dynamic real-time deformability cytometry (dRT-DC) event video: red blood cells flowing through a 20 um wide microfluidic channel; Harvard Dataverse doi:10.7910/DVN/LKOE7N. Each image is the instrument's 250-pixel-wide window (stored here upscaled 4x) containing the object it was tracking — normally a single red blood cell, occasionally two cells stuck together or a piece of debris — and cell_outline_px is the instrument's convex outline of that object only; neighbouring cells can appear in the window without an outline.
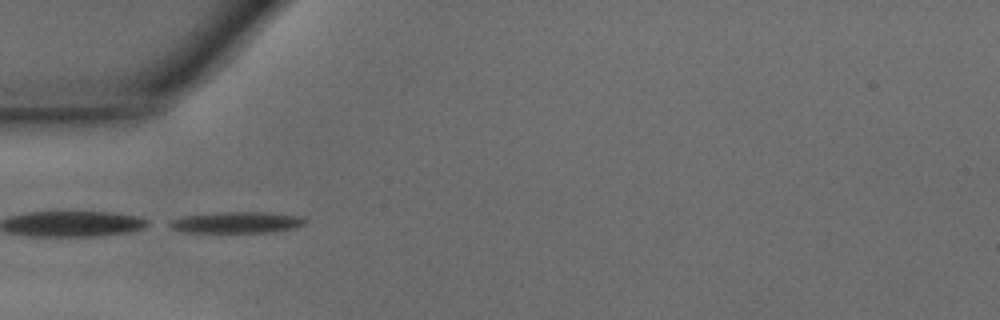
{"species": "common noctule bat (a hibernating species)", "species_latin": "Nyctalus noctula", "temperature_condition": "warm", "stored_images_in_passage": 31, "camera_frame_rate_fps": 3000, "um_per_image_px": 0.085, "animal": {"sex": "male", "body_mass_g": 15.6}, "frame": {"image": 1, "passage_image": 1, "time_ms": 0.0, "image_size_px": [1000, 320], "cell_outline_px": [[308, 220], [304, 224], [296, 228], [272, 232], [184, 232], [172, 228], [164, 224], [180, 216], [212, 212], [268, 212], [300, 216]], "centroid_in_image_um": [20.09, 18.89], "position_along_channel_um": 64.9, "area_um2": 17.11}}
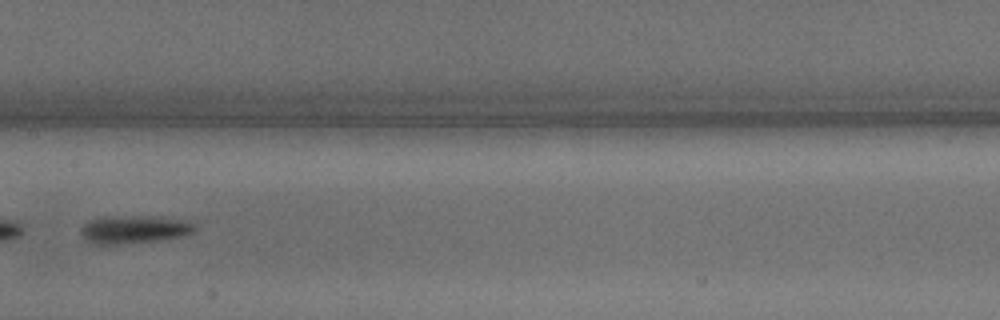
{"frame": {"image": 2, "passage_image": 10, "time_ms": 3.0, "image_size_px": [1000, 320], "cell_outline_px": [[196, 228], [192, 232], [184, 236], [120, 244], [96, 244], [84, 240], [80, 232], [80, 228], [88, 220], [152, 216], [184, 220], [196, 224]], "centroid_in_image_um": [11.41, 19.52], "position_along_channel_um": 196.0, "area_um2": 17.86}}
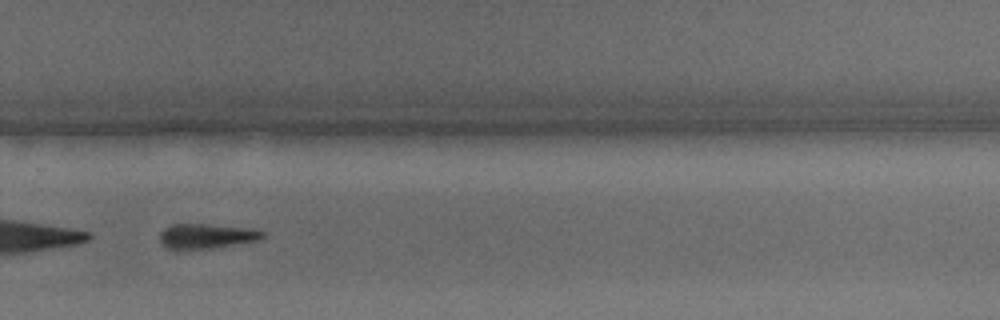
{"frame": {"image": 3, "passage_image": 18, "time_ms": 5.667, "image_size_px": [1000, 320], "cell_outline_px": [[264, 236], [260, 240], [212, 248], [176, 252], [160, 244], [160, 232], [164, 228], [172, 224], [208, 224], [256, 228], [264, 232]], "centroid_in_image_um": [17.51, 20.09], "position_along_channel_um": 312.3, "area_um2": 15.55}, "authors_computed_cell_mechanics": {"area_um2": 16.2996, "velocity_mm_per_s": 4.3836, "shape_relaxation_time_tau1_ms": 2.0896, "shape_relaxation_time_tau2_ms": null, "deformation_change_tau1": 0.1505, "deformation_change_tau2": null}}